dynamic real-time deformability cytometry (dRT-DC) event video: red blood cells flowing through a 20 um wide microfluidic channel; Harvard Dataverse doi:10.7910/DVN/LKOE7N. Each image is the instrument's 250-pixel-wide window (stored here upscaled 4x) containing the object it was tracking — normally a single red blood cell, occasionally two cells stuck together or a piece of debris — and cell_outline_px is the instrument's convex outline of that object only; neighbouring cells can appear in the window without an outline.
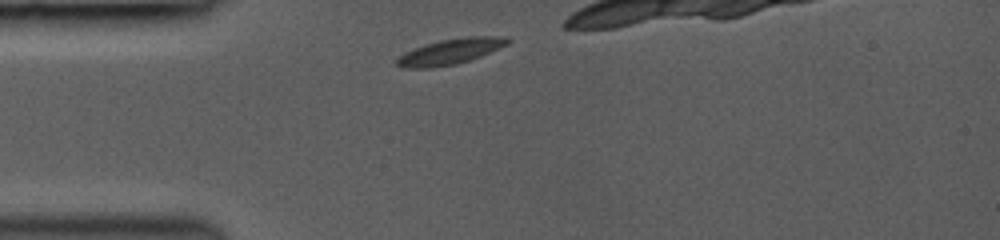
{"species": "common noctule bat (a hibernating species)", "species_latin": "Nyctalus noctula", "temperature_condition": "room temperature", "stored_images_in_passage": 26, "camera_frame_rate_fps": 3000, "um_per_image_px": 0.085, "animal": {"sex": "female", "body_mass_g": 19.0, "forearm_length_mm": 53.3}, "frame": {"image": 1, "passage_image": 1, "time_ms": 0.0, "image_size_px": [1000, 240], "cell_outline_px": [[512, 40], [508, 44], [480, 56], [456, 64], [432, 68], [404, 68], [396, 64], [396, 60], [404, 52], [424, 44], [440, 40], [468, 36], [508, 36]], "centroid_in_image_um": [38.29, 4.37], "position_along_channel_um": 46.7, "area_um2": 16.53}}
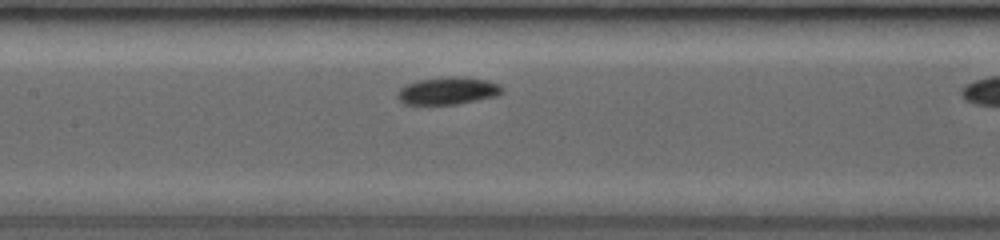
{"frame": {"image": 2, "passage_image": 10, "time_ms": 3.333, "image_size_px": [1000, 240], "cell_outline_px": [[504, 92], [496, 96], [456, 104], [404, 104], [396, 96], [396, 92], [404, 84], [416, 80], [448, 76], [464, 76], [484, 80], [500, 84], [504, 88]], "centroid_in_image_um": [38.05, 7.7], "position_along_channel_um": 169.4, "area_um2": 16.94}}
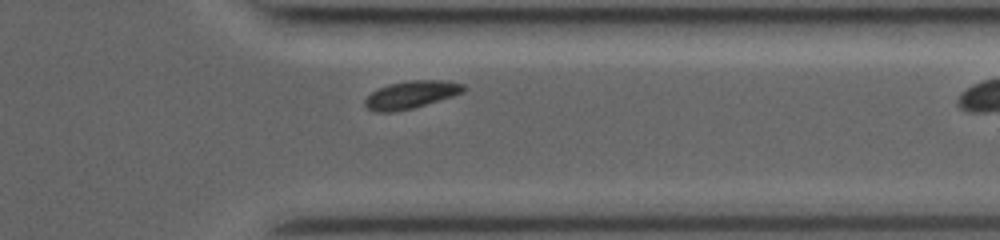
{"frame": {"image": 3, "passage_image": 25, "time_ms": 8.333, "image_size_px": [1000, 240], "cell_outline_px": [[468, 88], [464, 92], [452, 96], [412, 108], [392, 112], [376, 112], [368, 108], [364, 104], [364, 100], [372, 92], [388, 84], [408, 80], [440, 80], [464, 84]], "centroid_in_image_um": [34.95, 8.04], "position_along_channel_um": 376.4, "area_um2": 15.72}}